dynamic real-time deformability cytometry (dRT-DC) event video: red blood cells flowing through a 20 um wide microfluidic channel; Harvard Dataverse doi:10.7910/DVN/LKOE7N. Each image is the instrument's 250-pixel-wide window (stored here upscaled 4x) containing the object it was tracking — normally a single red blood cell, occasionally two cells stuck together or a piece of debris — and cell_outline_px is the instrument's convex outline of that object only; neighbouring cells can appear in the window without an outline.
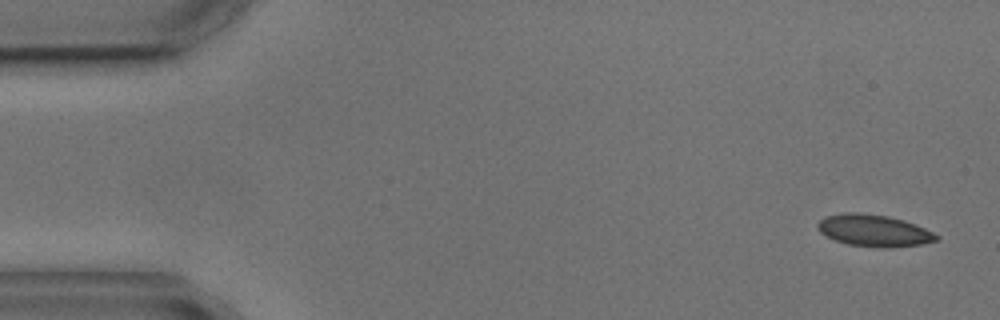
{"species": "common noctule bat (a hibernating species)", "species_latin": "Nyctalus noctula", "temperature_condition": "cold", "stored_images_in_passage": 5, "segment_of_instrument_passage": [1, 2], "camera_frame_rate_fps": 3000, "um_per_image_px": 0.085, "animal": {"sex": "male", "body_mass_g": 17.9, "forearm_length_mm": 54.2}, "frame": {"image": 1, "passage_image": 1, "time_ms": 0.0, "image_size_px": [1000, 320], "cell_outline_px": [[940, 240], [920, 244], [888, 248], [884, 248], [848, 244], [824, 236], [820, 232], [816, 224], [824, 216], [844, 212], [856, 212], [888, 216], [904, 220], [916, 224], [940, 236]], "centroid_in_image_um": [74.27, 19.59], "position_along_channel_um": 10.7, "area_um2": 22.14}}